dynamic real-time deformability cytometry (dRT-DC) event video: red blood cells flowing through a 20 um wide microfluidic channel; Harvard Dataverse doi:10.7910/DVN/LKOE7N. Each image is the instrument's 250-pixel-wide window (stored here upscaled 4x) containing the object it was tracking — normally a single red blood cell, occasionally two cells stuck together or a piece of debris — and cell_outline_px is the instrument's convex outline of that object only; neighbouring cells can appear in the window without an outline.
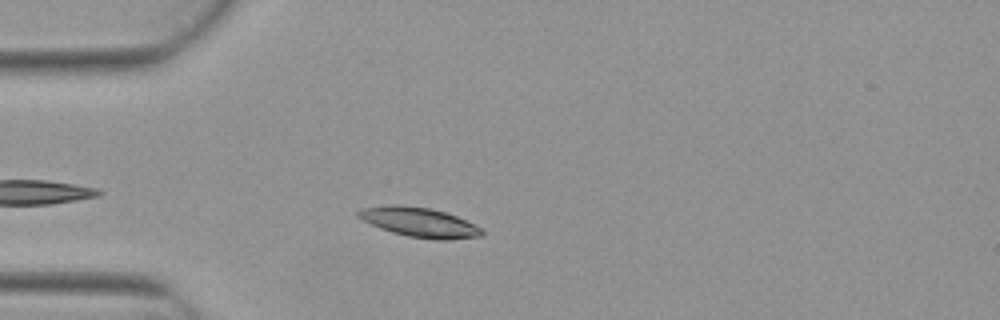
{"species": "Egyptian fruit bat (a non-hibernating species)", "species_latin": "Rousettus aegyptiacus", "temperature_condition": "warm", "stored_images_in_passage": 2, "camera_frame_rate_fps": 3000, "um_per_image_px": 0.085, "animal": {"sex": "female"}, "frame": {"image": 1, "passage_image": 1, "time_ms": 0.0, "image_size_px": [1000, 320], "cell_outline_px": [[484, 232], [480, 236], [448, 240], [432, 240], [408, 236], [392, 232], [380, 228], [356, 216], [356, 212], [360, 208], [392, 204], [400, 204], [428, 208], [444, 212], [456, 216], [484, 228]], "centroid_in_image_um": [35.65, 18.89], "position_along_channel_um": 49.4, "area_um2": 21.39}}